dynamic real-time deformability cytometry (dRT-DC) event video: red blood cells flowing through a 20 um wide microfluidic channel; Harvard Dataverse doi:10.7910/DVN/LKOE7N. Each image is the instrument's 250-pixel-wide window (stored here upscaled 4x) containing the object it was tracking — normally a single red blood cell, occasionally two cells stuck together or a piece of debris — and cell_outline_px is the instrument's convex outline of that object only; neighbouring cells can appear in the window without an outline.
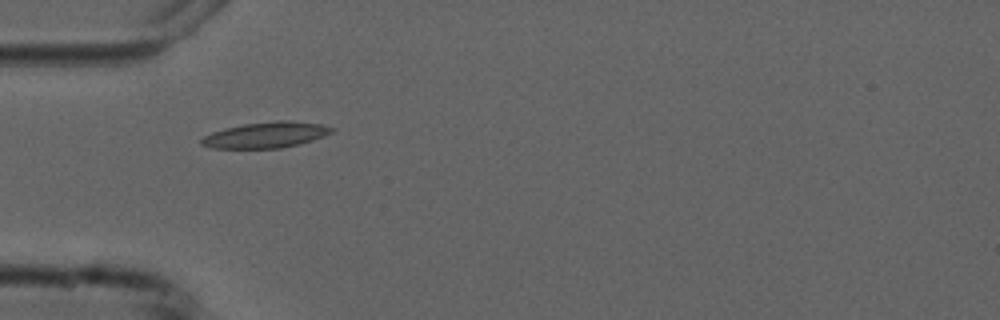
{"species": "common noctule bat (a hibernating species)", "species_latin": "Nyctalus noctula", "temperature_condition": "cold", "stored_images_in_passage": 9, "camera_frame_rate_fps": 3000, "um_per_image_px": 0.085, "animal": {"sex": "male", "forearm_length_mm": 52.5}, "frame": {"image": 1, "passage_image": 3, "time_ms": 3.0, "image_size_px": [1000, 320], "cell_outline_px": [[336, 128], [332, 132], [324, 136], [300, 144], [280, 148], [212, 148], [200, 144], [200, 140], [204, 136], [212, 132], [224, 128], [244, 124], [276, 120], [288, 120], [320, 124]], "centroid_in_image_um": [22.6, 11.46], "position_along_channel_um": 62.4, "area_um2": 19.65}}
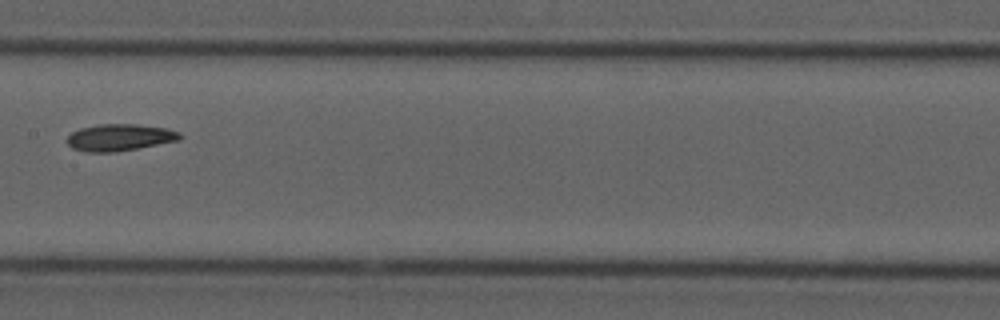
{"frame": {"image": 2, "passage_image": 6, "time_ms": 6.667, "image_size_px": [1000, 320], "cell_outline_px": [[184, 136], [180, 140], [116, 152], [84, 152], [72, 148], [68, 144], [68, 136], [72, 132], [80, 128], [100, 124], [136, 124], [168, 128], [180, 132]], "centroid_in_image_um": [10.2, 11.68], "position_along_channel_um": 197.2, "area_um2": 17.74}}
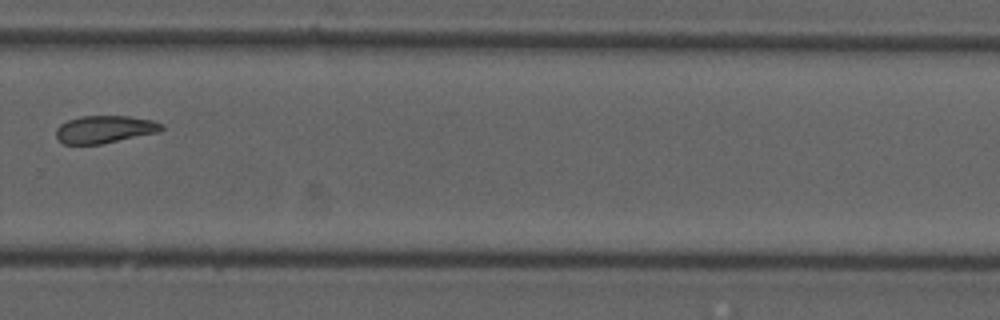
{"frame": {"image": 3, "passage_image": 9, "time_ms": 10.0, "image_size_px": [1000, 320], "cell_outline_px": [[164, 128], [160, 132], [100, 144], [64, 144], [56, 140], [56, 128], [60, 124], [68, 120], [80, 116], [128, 116], [152, 120], [164, 124]], "centroid_in_image_um": [8.89, 10.99], "position_along_channel_um": 320.9, "area_um2": 17.05}}